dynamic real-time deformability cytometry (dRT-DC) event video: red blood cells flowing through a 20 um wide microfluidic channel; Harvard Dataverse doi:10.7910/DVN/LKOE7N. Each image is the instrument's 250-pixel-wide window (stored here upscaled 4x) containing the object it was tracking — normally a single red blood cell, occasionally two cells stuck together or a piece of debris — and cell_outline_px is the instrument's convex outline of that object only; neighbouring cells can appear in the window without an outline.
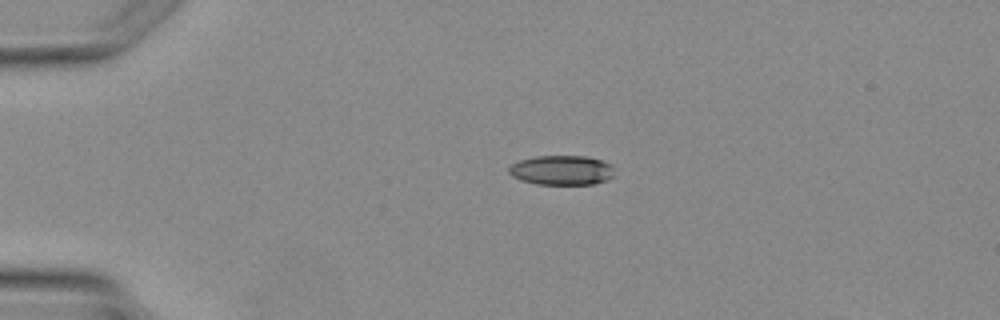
{"species": "Egyptian fruit bat (a non-hibernating species)", "species_latin": "Rousettus aegyptiacus", "temperature_condition": "warm", "stored_images_in_passage": 3, "segment_of_instrument_passage": [1, 2], "camera_frame_rate_fps": 3000, "um_per_image_px": 0.085, "animal": {"sex": "female"}, "frame": {"image": 1, "passage_image": 1, "time_ms": 0.0, "image_size_px": [1000, 320], "cell_outline_px": [[612, 176], [608, 180], [592, 184], [536, 184], [520, 180], [512, 176], [508, 172], [508, 168], [512, 164], [520, 160], [536, 156], [584, 156], [600, 160], [612, 164]], "centroid_in_image_um": [47.72, 14.47], "position_along_channel_um": 37.3, "area_um2": 18.15}}